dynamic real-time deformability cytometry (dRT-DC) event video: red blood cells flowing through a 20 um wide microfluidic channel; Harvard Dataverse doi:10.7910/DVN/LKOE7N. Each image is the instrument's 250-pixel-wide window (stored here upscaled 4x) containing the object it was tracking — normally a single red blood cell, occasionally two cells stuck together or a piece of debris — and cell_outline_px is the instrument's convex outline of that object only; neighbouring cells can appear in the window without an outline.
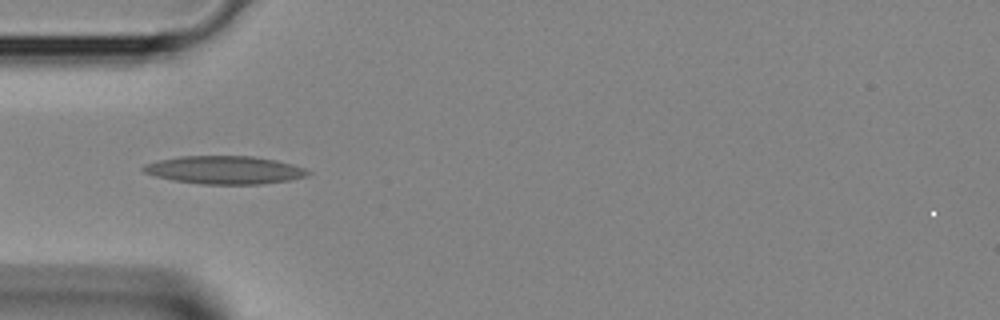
{"species": "Egyptian fruit bat (a non-hibernating species)", "species_latin": "Rousettus aegyptiacus", "temperature_condition": "room temperature", "stored_images_in_passage": 4, "camera_frame_rate_fps": 3000, "um_per_image_px": 0.085, "animal": {"sex": "female"}, "frame": {"image": 1, "passage_image": 3, "time_ms": 0.667, "image_size_px": [1000, 320], "cell_outline_px": [[312, 172], [308, 176], [288, 180], [260, 184], [200, 184], [172, 180], [156, 176], [144, 172], [140, 168], [144, 164], [160, 160], [180, 156], [252, 156], [276, 160], [292, 164], [304, 168]], "centroid_in_image_um": [19.09, 14.45], "position_along_channel_um": 65.9, "area_um2": 26.88}}
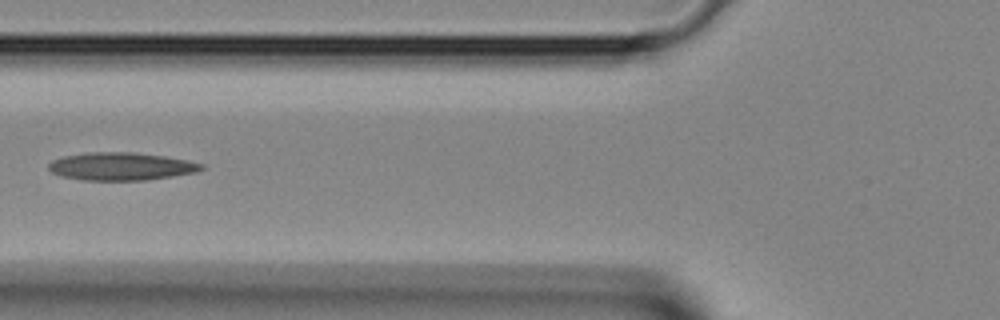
{"frame": {"image": 2, "passage_image": 4, "time_ms": 1.0, "image_size_px": [1000, 320], "cell_outline_px": [[204, 168], [196, 172], [172, 176], [144, 180], [84, 180], [60, 176], [52, 172], [48, 168], [48, 164], [52, 160], [64, 156], [92, 152], [132, 152], [164, 156], [188, 160], [204, 164]], "centroid_in_image_um": [10.29, 14.14], "position_along_channel_um": 115.5, "area_um2": 24.68}}